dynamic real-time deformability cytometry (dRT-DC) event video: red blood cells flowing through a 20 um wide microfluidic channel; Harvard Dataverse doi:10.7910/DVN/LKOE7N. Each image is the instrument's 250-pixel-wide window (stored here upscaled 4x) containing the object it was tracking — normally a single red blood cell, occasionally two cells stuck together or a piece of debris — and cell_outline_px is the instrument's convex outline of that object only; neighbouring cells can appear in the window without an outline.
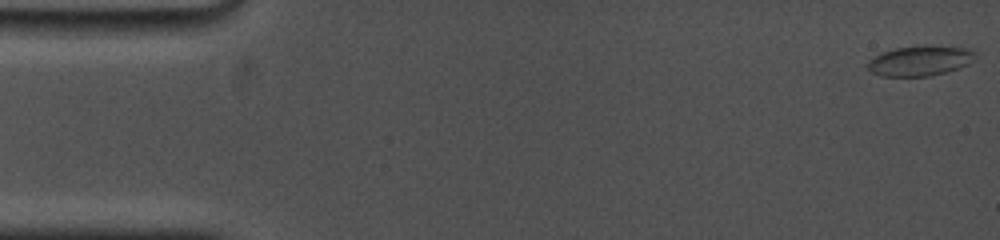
{"species": "common noctule bat (a hibernating species)", "species_latin": "Nyctalus noctula", "temperature_condition": "cold", "stored_images_in_passage": 38, "segment_of_instrument_passage": [1, 2], "camera_frame_rate_fps": 5000, "um_per_image_px": 0.085, "animal": {"sex": "female", "body_mass_g": 19.0, "forearm_length_mm": 53.3}, "frame": {"image": 1, "passage_image": 1, "time_ms": 0.0, "image_size_px": [1000, 240], "cell_outline_px": [[976, 60], [960, 68], [948, 72], [928, 76], [880, 76], [872, 72], [868, 68], [868, 60], [884, 52], [896, 48], [968, 48], [976, 52]], "centroid_in_image_um": [78.23, 5.22], "position_along_channel_um": 6.8, "area_um2": 18.15}}
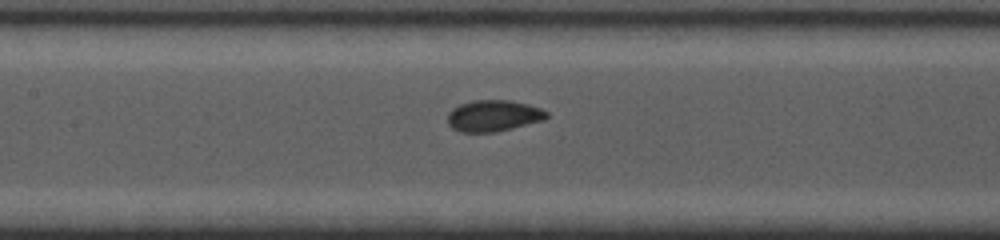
{"frame": {"image": 2, "passage_image": 17, "time_ms": 7.8, "image_size_px": [1000, 240], "cell_outline_px": [[548, 116], [544, 120], [496, 132], [460, 132], [452, 128], [448, 124], [448, 112], [452, 108], [460, 104], [472, 100], [508, 100], [528, 104], [540, 108], [548, 112]], "centroid_in_image_um": [41.92, 9.84], "position_along_channel_um": 165.5, "area_um2": 18.15}}
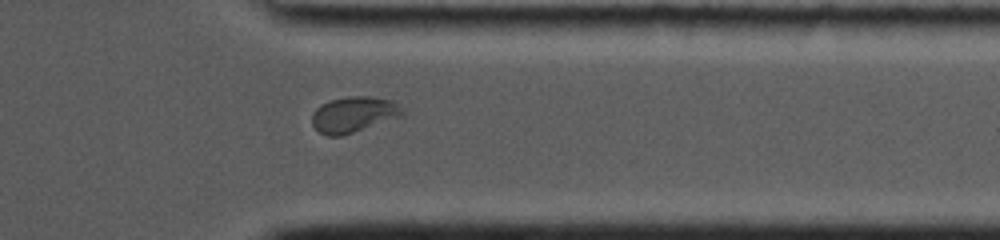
{"frame": {"image": 3, "passage_image": 30, "time_ms": 13.6, "image_size_px": [1000, 240], "cell_outline_px": [[404, 112], [400, 116], [344, 136], [328, 136], [320, 132], [312, 124], [312, 112], [320, 104], [328, 100], [348, 96], [372, 96], [392, 100]], "centroid_in_image_um": [30.01, 9.72], "position_along_channel_um": 381.4, "area_um2": 18.84}}